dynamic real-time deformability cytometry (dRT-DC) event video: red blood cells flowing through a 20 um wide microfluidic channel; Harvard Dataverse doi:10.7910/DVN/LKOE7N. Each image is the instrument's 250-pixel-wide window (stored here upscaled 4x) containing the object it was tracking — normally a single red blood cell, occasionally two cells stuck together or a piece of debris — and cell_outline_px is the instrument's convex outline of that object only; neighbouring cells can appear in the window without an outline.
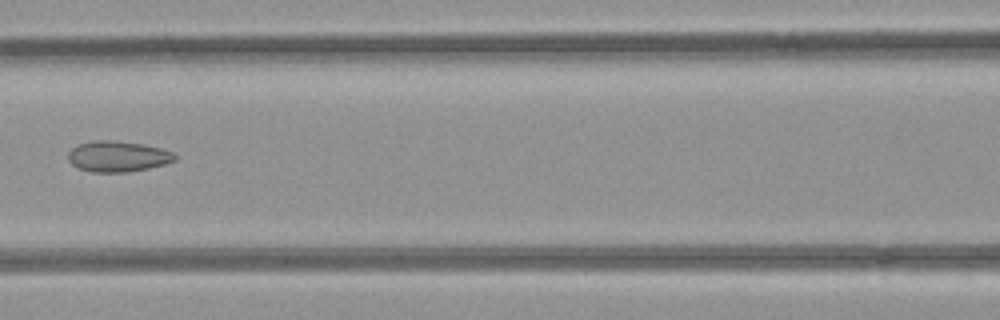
{"species": "common noctule bat (a hibernating species)", "species_latin": "Nyctalus noctula", "temperature_condition": "room temperature", "stored_images_in_passage": 5, "camera_frame_rate_fps": 3000, "um_per_image_px": 0.085, "animal": {"sex": "female", "body_mass_g": 21.9}, "frame": {"image": 1, "passage_image": 3, "time_ms": 0.667, "image_size_px": [1000, 320], "cell_outline_px": [[176, 160], [164, 164], [148, 168], [128, 172], [92, 172], [80, 168], [72, 164], [68, 160], [68, 152], [72, 148], [80, 144], [96, 140], [112, 140], [144, 144], [160, 148], [172, 152], [176, 156]], "centroid_in_image_um": [10.01, 13.29], "position_along_channel_um": 156.6, "area_um2": 19.02}}
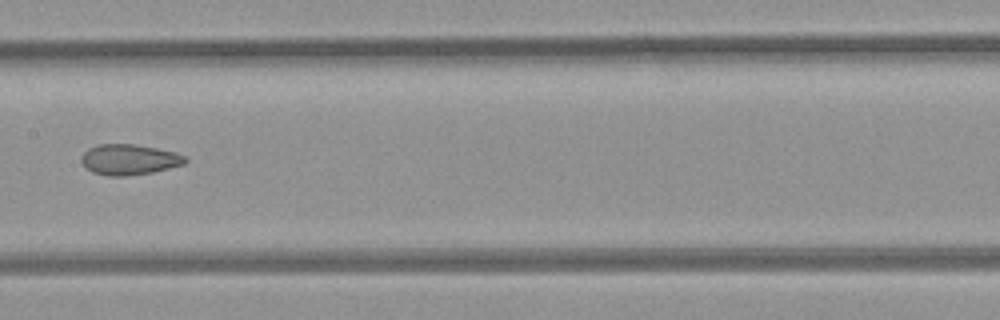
{"frame": {"image": 2, "passage_image": 4, "time_ms": 1.0, "image_size_px": [1000, 320], "cell_outline_px": [[188, 160], [184, 164], [152, 172], [124, 176], [108, 176], [92, 172], [84, 168], [80, 160], [80, 156], [88, 148], [96, 144], [136, 144], [176, 152], [184, 156]], "centroid_in_image_um": [10.92, 13.55], "position_along_channel_um": 196.5, "area_um2": 18.67}}
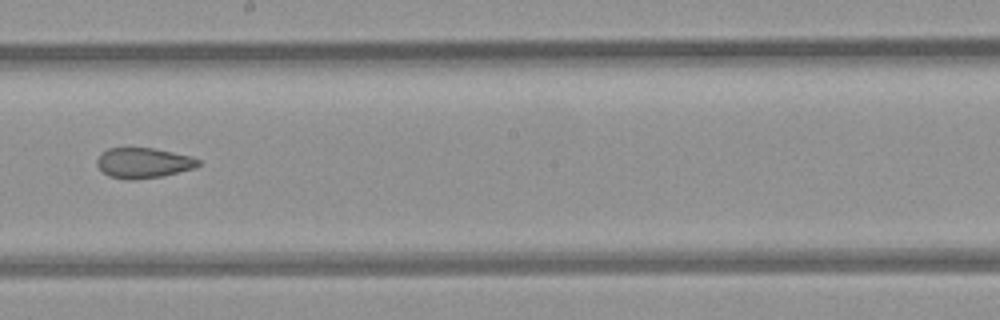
{"frame": {"image": 3, "passage_image": 5, "time_ms": 1.333, "image_size_px": [1000, 320], "cell_outline_px": [[200, 164], [196, 168], [160, 176], [132, 180], [128, 180], [108, 176], [96, 164], [96, 160], [100, 152], [108, 148], [152, 148], [172, 152], [188, 156], [200, 160]], "centroid_in_image_um": [12.15, 13.84], "position_along_channel_um": 236.1, "area_um2": 17.8}}